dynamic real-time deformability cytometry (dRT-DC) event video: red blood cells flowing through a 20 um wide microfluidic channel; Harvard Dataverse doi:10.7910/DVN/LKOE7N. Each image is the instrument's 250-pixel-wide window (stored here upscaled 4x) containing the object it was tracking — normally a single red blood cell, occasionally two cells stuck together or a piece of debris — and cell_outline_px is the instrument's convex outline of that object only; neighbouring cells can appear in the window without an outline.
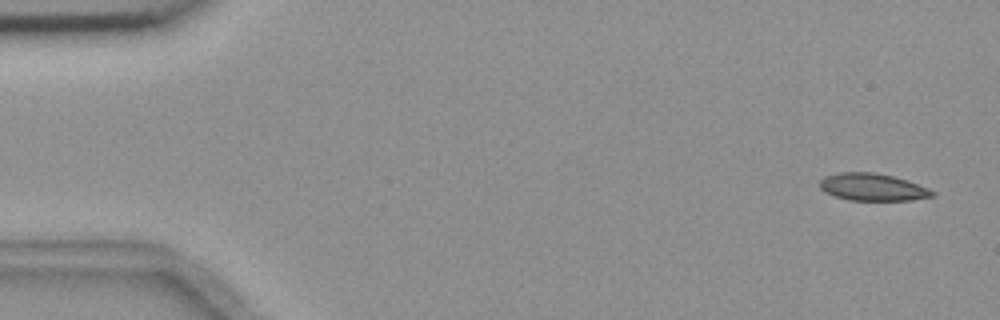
{"species": "common noctule bat (a hibernating species)", "species_latin": "Nyctalus noctula", "temperature_condition": "room temperature", "stored_images_in_passage": 4, "camera_frame_rate_fps": 3000, "um_per_image_px": 0.085, "animal": {"sex": "female", "body_mass_g": 18.4}, "frame": {"image": 1, "passage_image": 1, "time_ms": 0.0, "image_size_px": [1000, 320], "cell_outline_px": [[936, 196], [912, 200], [848, 200], [824, 192], [820, 188], [820, 180], [824, 176], [840, 172], [872, 172], [892, 176], [908, 180], [928, 188], [936, 192]], "centroid_in_image_um": [74.19, 15.9], "position_along_channel_um": 10.8, "area_um2": 17.98}}
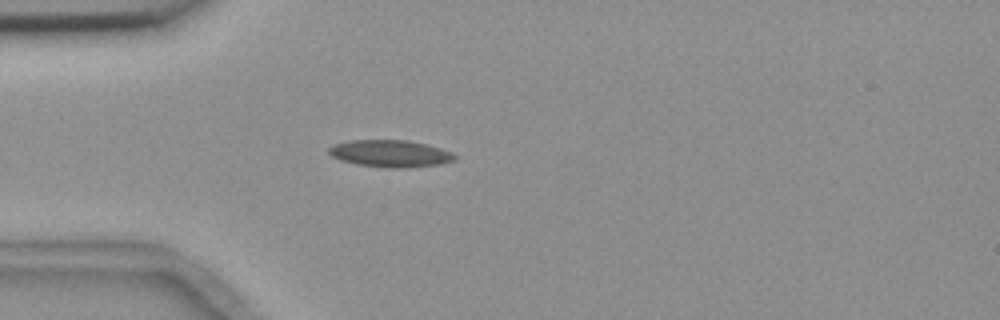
{"frame": {"image": 2, "passage_image": 4, "time_ms": 4.333, "image_size_px": [1000, 320], "cell_outline_px": [[456, 160], [440, 164], [404, 168], [388, 168], [356, 164], [340, 160], [332, 156], [328, 152], [328, 148], [332, 144], [352, 140], [408, 140], [440, 148], [452, 152], [456, 156]], "centroid_in_image_um": [33.16, 13.05], "position_along_channel_um": 51.8, "area_um2": 19.88}}